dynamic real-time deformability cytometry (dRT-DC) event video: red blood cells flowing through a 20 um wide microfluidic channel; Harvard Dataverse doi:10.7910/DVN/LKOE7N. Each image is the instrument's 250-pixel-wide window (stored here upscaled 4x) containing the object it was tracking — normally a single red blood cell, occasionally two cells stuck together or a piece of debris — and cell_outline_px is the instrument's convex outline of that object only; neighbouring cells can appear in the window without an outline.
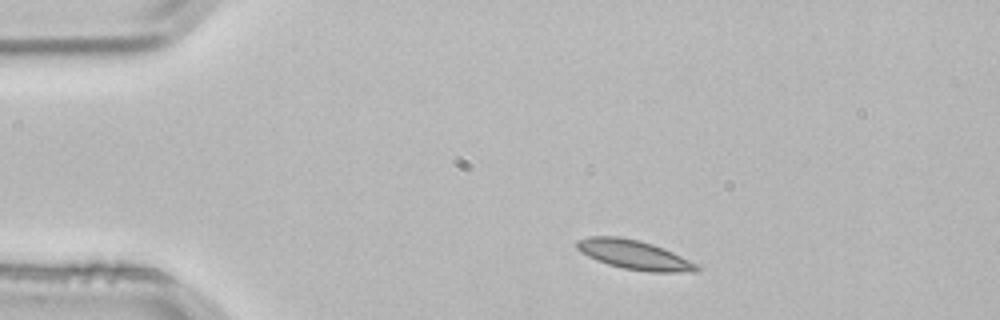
{"species": "common noctule bat (a hibernating species)", "species_latin": "Nyctalus noctula", "temperature_condition": "room temperature", "stored_images_in_passage": 2, "camera_frame_rate_fps": 3000, "um_per_image_px": 0.085, "animal": {"sex": "male", "body_mass_g": 21.5, "forearm_length_mm": 52.0}, "frame": {"image": 1, "passage_image": 1, "time_ms": 0.0, "image_size_px": [1000, 320], "cell_outline_px": [[704, 268], [696, 272], [648, 272], [624, 268], [608, 264], [596, 260], [580, 252], [576, 248], [576, 240], [588, 236], [620, 236], [640, 240], [664, 248]], "centroid_in_image_um": [53.89, 21.65], "position_along_channel_um": 31.1, "area_um2": 20.58}}